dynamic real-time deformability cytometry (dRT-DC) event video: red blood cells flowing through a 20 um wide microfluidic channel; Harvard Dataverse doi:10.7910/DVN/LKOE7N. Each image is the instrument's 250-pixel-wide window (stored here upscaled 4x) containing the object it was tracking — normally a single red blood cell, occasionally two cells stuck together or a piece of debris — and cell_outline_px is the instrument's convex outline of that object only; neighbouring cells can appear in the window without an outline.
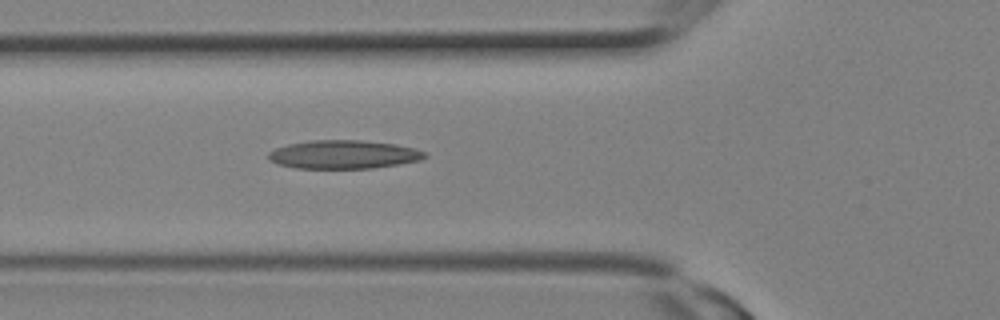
{"species": "Egyptian fruit bat (a non-hibernating species)", "species_latin": "Rousettus aegyptiacus", "temperature_condition": "room temperature", "stored_images_in_passage": 10, "camera_frame_rate_fps": 3000, "um_per_image_px": 0.085, "animal": {"sex": "female"}, "frame": {"image": 1, "passage_image": 10, "time_ms": 3.0, "image_size_px": [1000, 320], "cell_outline_px": [[428, 156], [420, 160], [400, 164], [372, 168], [296, 168], [276, 164], [268, 160], [268, 152], [276, 148], [288, 144], [308, 140], [360, 140], [396, 144], [416, 148], [428, 152]], "centroid_in_image_um": [29.22, 13.13], "position_along_channel_um": 96.6, "area_um2": 26.24}}